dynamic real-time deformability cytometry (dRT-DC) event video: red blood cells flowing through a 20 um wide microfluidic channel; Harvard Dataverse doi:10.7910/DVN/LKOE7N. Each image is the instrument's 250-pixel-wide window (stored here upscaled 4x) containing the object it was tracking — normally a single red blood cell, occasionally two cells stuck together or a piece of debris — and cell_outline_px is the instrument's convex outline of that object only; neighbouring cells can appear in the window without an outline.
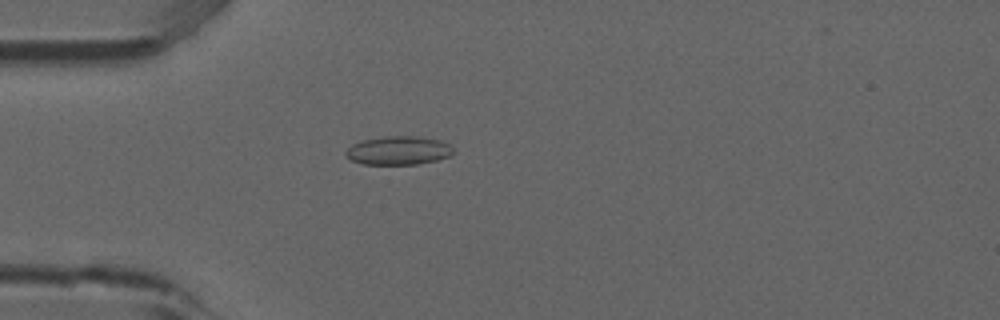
{"species": "common noctule bat (a hibernating species)", "species_latin": "Nyctalus noctula", "temperature_condition": "room temperature", "stored_images_in_passage": 35, "camera_frame_rate_fps": 3000, "um_per_image_px": 0.085, "animal": {"sex": "male", "forearm_length_mm": 52.5}, "frame": {"image": 1, "passage_image": 4, "time_ms": 1.0, "image_size_px": [1000, 320], "cell_outline_px": [[452, 152], [448, 156], [436, 160], [416, 164], [364, 164], [352, 160], [344, 156], [344, 152], [352, 144], [364, 140], [388, 136], [420, 136], [440, 140], [448, 144], [452, 148]], "centroid_in_image_um": [33.84, 12.79], "position_along_channel_um": 51.2, "area_um2": 17.74}}
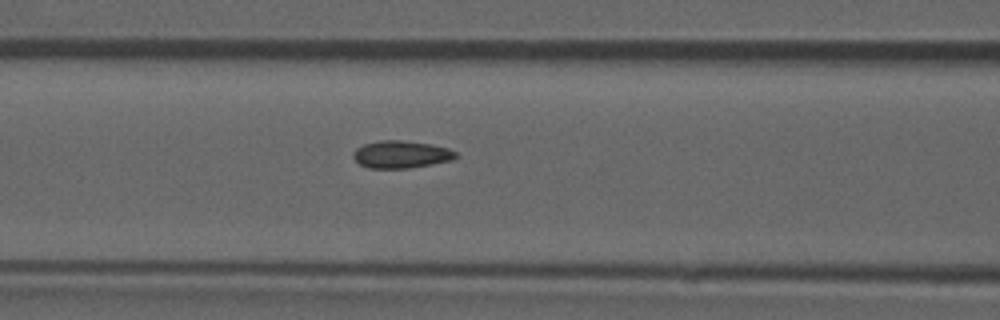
{"frame": {"image": 2, "passage_image": 11, "time_ms": 3.333, "image_size_px": [1000, 320], "cell_outline_px": [[460, 156], [452, 160], [432, 164], [408, 168], [368, 168], [360, 164], [352, 156], [352, 152], [356, 148], [364, 144], [380, 140], [400, 140], [432, 144], [448, 148], [456, 152]], "centroid_in_image_um": [34.1, 13.12], "position_along_channel_um": 132.5, "area_um2": 16.47}}
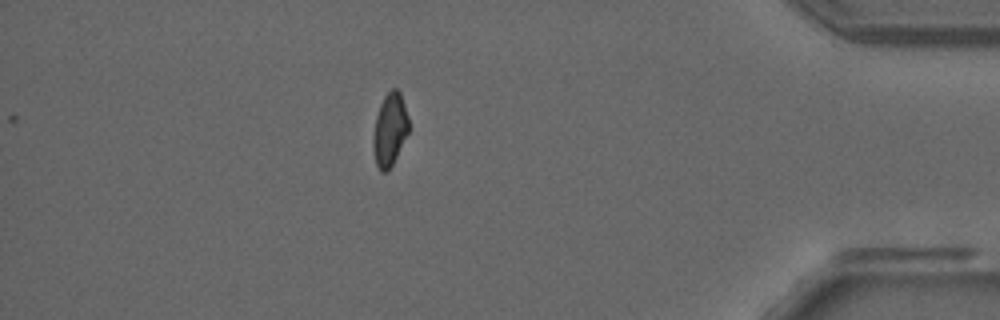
{"frame": {"image": 3, "passage_image": 35, "time_ms": 11.333, "image_size_px": [1000, 320], "cell_outline_px": [[408, 132], [388, 172], [380, 172], [376, 164], [372, 148], [372, 140], [376, 116], [380, 104], [384, 96], [392, 88], [396, 88], [400, 92], [408, 116]], "centroid_in_image_um": [33.1, 11.02], "position_along_channel_um": 402.1, "area_um2": 15.03}, "authors_computed_cell_mechanics": {"area_um2": 16.184, "velocity_mm_per_s": 3.9096, "shape_relaxation_time_tau1_ms": null, "shape_relaxation_time_tau2_ms": 2.6431, "deformation_change_tau1": null, "deformation_change_tau2": 0.0609}}